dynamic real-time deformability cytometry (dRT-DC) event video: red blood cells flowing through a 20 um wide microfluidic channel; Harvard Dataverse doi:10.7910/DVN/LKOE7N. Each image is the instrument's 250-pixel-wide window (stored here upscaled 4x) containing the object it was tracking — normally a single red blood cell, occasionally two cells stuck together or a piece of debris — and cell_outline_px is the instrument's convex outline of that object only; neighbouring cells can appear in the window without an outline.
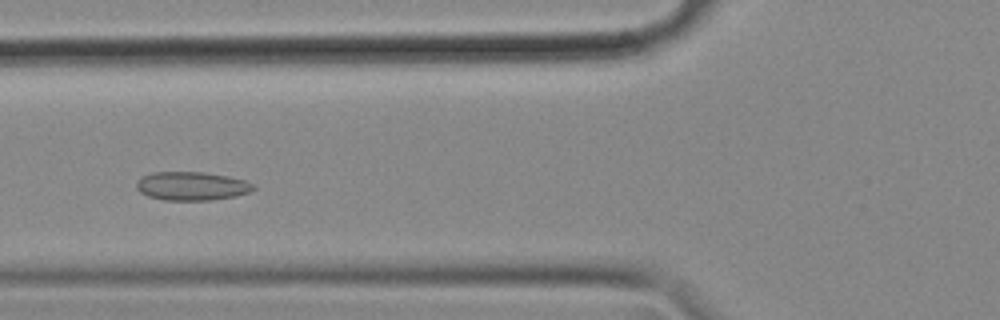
{"species": "common noctule bat (a hibernating species)", "species_latin": "Nyctalus noctula", "temperature_condition": "cold", "stored_images_in_passage": 38, "camera_frame_rate_fps": 3000, "um_per_image_px": 0.085, "animal": {"sex": "female", "body_mass_g": 18.4}, "frame": {"image": 1, "passage_image": 20, "time_ms": 6.333, "image_size_px": [1000, 320], "cell_outline_px": [[256, 188], [248, 192], [236, 196], [208, 200], [164, 200], [148, 196], [140, 192], [136, 188], [136, 180], [152, 172], [204, 172], [228, 176], [244, 180], [256, 184]], "centroid_in_image_um": [16.3, 15.81], "position_along_channel_um": 109.5, "area_um2": 19.54}}
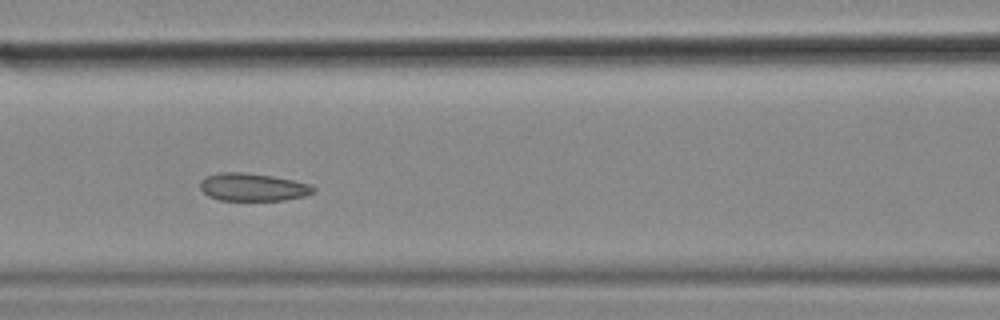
{"frame": {"image": 2, "passage_image": 23, "time_ms": 7.333, "image_size_px": [1000, 320], "cell_outline_px": [[316, 192], [304, 196], [284, 200], [220, 200], [208, 196], [200, 188], [200, 180], [208, 176], [220, 172], [248, 172], [272, 176], [292, 180], [308, 184], [316, 188]], "centroid_in_image_um": [21.49, 15.9], "position_along_channel_um": 145.1, "area_um2": 18.32}}
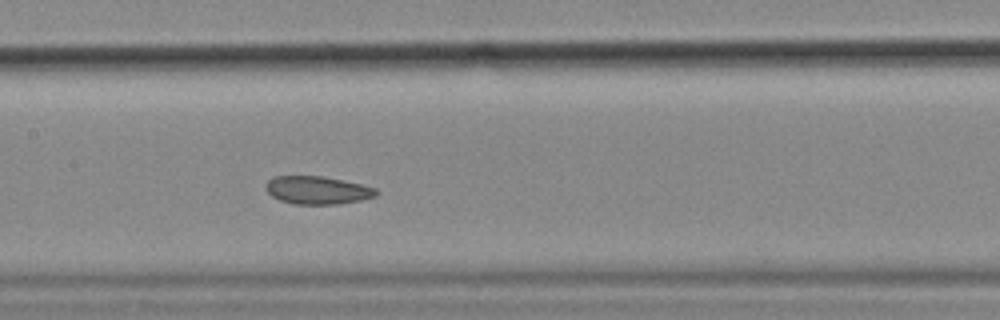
{"frame": {"image": 3, "passage_image": 26, "time_ms": 8.333, "image_size_px": [1000, 320], "cell_outline_px": [[380, 192], [376, 196], [360, 200], [340, 204], [292, 204], [280, 200], [272, 196], [264, 188], [268, 180], [272, 176], [324, 176], [360, 184], [376, 188]], "centroid_in_image_um": [26.97, 16.16], "position_along_channel_um": 180.4, "area_um2": 18.09}}